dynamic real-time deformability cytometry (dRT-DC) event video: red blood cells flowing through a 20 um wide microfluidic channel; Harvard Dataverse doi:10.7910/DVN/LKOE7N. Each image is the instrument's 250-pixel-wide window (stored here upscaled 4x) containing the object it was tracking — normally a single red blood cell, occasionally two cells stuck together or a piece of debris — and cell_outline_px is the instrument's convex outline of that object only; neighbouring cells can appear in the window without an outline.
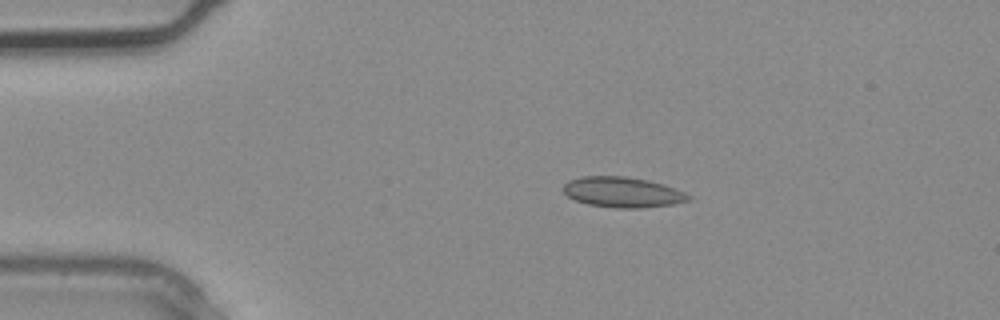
{"species": "common noctule bat (a hibernating species)", "species_latin": "Nyctalus noctula", "temperature_condition": "warm", "stored_images_in_passage": 2, "camera_frame_rate_fps": 3000, "um_per_image_px": 0.085, "animal": {"sex": "male", "body_mass_g": 20.4}, "frame": {"image": 1, "passage_image": 1, "time_ms": 0.0, "image_size_px": [1000, 320], "cell_outline_px": [[692, 200], [672, 204], [644, 208], [616, 208], [588, 204], [576, 200], [568, 196], [560, 188], [568, 180], [584, 176], [624, 176], [648, 180], [664, 184], [684, 192], [692, 196]], "centroid_in_image_um": [52.92, 16.33], "position_along_channel_um": 32.1, "area_um2": 22.31}}
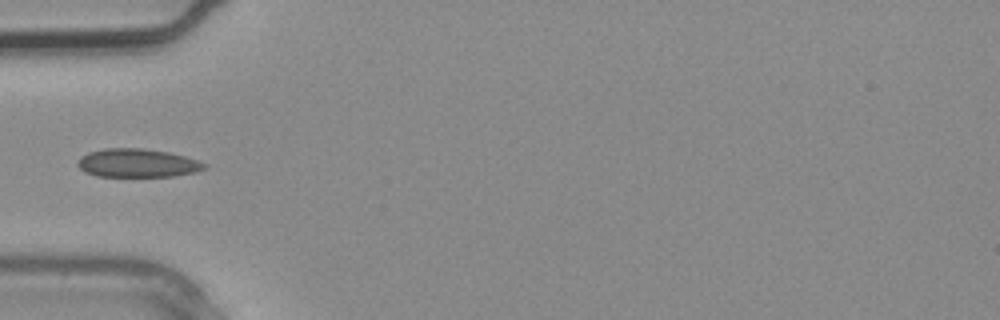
{"frame": {"image": 2, "passage_image": 2, "time_ms": 0.333, "image_size_px": [1000, 320], "cell_outline_px": [[208, 168], [192, 172], [172, 176], [96, 176], [84, 172], [76, 164], [80, 156], [88, 152], [104, 148], [140, 148], [168, 152], [184, 156], [208, 164]], "centroid_in_image_um": [11.64, 13.85], "position_along_channel_um": 73.4, "area_um2": 20.98}}